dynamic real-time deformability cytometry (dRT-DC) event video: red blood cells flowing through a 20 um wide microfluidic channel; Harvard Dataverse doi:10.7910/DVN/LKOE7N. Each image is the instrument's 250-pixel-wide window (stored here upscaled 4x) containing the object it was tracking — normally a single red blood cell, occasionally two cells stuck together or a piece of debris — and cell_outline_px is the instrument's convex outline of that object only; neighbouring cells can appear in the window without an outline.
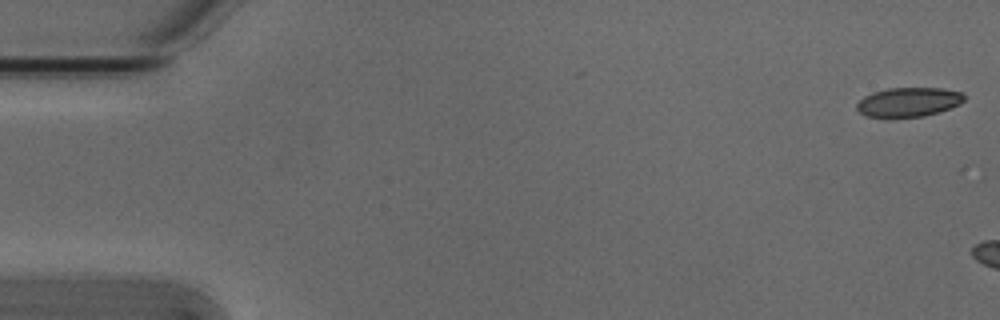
{"species": "Egyptian fruit bat (a non-hibernating species)", "species_latin": "Rousettus aegyptiacus", "temperature_condition": "cold", "stored_images_in_passage": 3, "camera_frame_rate_fps": 3000, "um_per_image_px": 0.085, "animal": {"sex": "male"}, "frame": {"image": 1, "passage_image": 1, "time_ms": 0.0, "image_size_px": [1000, 320], "cell_outline_px": [[964, 100], [960, 104], [940, 112], [924, 116], [864, 116], [856, 108], [856, 104], [864, 96], [872, 92], [888, 88], [940, 88], [964, 92]], "centroid_in_image_um": [77.25, 8.66], "position_along_channel_um": 7.8, "area_um2": 18.21}}